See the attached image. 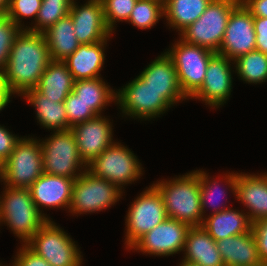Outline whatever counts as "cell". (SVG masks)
<instances>
[{"mask_svg":"<svg viewBox=\"0 0 267 266\" xmlns=\"http://www.w3.org/2000/svg\"><path fill=\"white\" fill-rule=\"evenodd\" d=\"M51 61L43 33L31 32L24 28L13 43L2 72L10 93L24 95L28 90L36 88Z\"/></svg>","mask_w":267,"mask_h":266,"instance_id":"obj_1","label":"cell"},{"mask_svg":"<svg viewBox=\"0 0 267 266\" xmlns=\"http://www.w3.org/2000/svg\"><path fill=\"white\" fill-rule=\"evenodd\" d=\"M161 193L168 218L201 226L204 215L201 210L199 175L195 171L174 180L153 184Z\"/></svg>","mask_w":267,"mask_h":266,"instance_id":"obj_2","label":"cell"},{"mask_svg":"<svg viewBox=\"0 0 267 266\" xmlns=\"http://www.w3.org/2000/svg\"><path fill=\"white\" fill-rule=\"evenodd\" d=\"M8 187V188H7ZM2 197H0L1 199ZM50 219L45 217L32 200L29 188L6 186L0 200V223L7 226L26 244Z\"/></svg>","mask_w":267,"mask_h":266,"instance_id":"obj_3","label":"cell"},{"mask_svg":"<svg viewBox=\"0 0 267 266\" xmlns=\"http://www.w3.org/2000/svg\"><path fill=\"white\" fill-rule=\"evenodd\" d=\"M241 0H212L204 13L181 34L188 44L198 45L217 53L221 47L232 10Z\"/></svg>","mask_w":267,"mask_h":266,"instance_id":"obj_4","label":"cell"},{"mask_svg":"<svg viewBox=\"0 0 267 266\" xmlns=\"http://www.w3.org/2000/svg\"><path fill=\"white\" fill-rule=\"evenodd\" d=\"M33 138H23L16 143L10 156L3 162L0 177L6 186L29 188L44 172L42 145Z\"/></svg>","mask_w":267,"mask_h":266,"instance_id":"obj_5","label":"cell"},{"mask_svg":"<svg viewBox=\"0 0 267 266\" xmlns=\"http://www.w3.org/2000/svg\"><path fill=\"white\" fill-rule=\"evenodd\" d=\"M43 172L66 178L76 179L82 171L76 174L82 166L87 170L80 154L72 131H55L54 134L41 142Z\"/></svg>","mask_w":267,"mask_h":266,"instance_id":"obj_6","label":"cell"},{"mask_svg":"<svg viewBox=\"0 0 267 266\" xmlns=\"http://www.w3.org/2000/svg\"><path fill=\"white\" fill-rule=\"evenodd\" d=\"M75 242L48 220L26 243L51 266H80L82 258Z\"/></svg>","mask_w":267,"mask_h":266,"instance_id":"obj_7","label":"cell"},{"mask_svg":"<svg viewBox=\"0 0 267 266\" xmlns=\"http://www.w3.org/2000/svg\"><path fill=\"white\" fill-rule=\"evenodd\" d=\"M137 157L124 145L114 143L87 164L93 176L110 181L120 190L124 184L137 180L142 168ZM122 185V186H121Z\"/></svg>","mask_w":267,"mask_h":266,"instance_id":"obj_8","label":"cell"},{"mask_svg":"<svg viewBox=\"0 0 267 266\" xmlns=\"http://www.w3.org/2000/svg\"><path fill=\"white\" fill-rule=\"evenodd\" d=\"M121 194L122 190L110 181L84 170L73 183L69 209L74 214L101 211L119 201Z\"/></svg>","mask_w":267,"mask_h":266,"instance_id":"obj_9","label":"cell"},{"mask_svg":"<svg viewBox=\"0 0 267 266\" xmlns=\"http://www.w3.org/2000/svg\"><path fill=\"white\" fill-rule=\"evenodd\" d=\"M166 54L175 65L183 93L191 97L202 85L210 59L216 54L180 39Z\"/></svg>","mask_w":267,"mask_h":266,"instance_id":"obj_10","label":"cell"},{"mask_svg":"<svg viewBox=\"0 0 267 266\" xmlns=\"http://www.w3.org/2000/svg\"><path fill=\"white\" fill-rule=\"evenodd\" d=\"M128 211L125 239L130 249L140 237L168 218L162 195L154 185L137 197Z\"/></svg>","mask_w":267,"mask_h":266,"instance_id":"obj_11","label":"cell"},{"mask_svg":"<svg viewBox=\"0 0 267 266\" xmlns=\"http://www.w3.org/2000/svg\"><path fill=\"white\" fill-rule=\"evenodd\" d=\"M116 101L125 115L141 119L156 118L172 105L139 76L116 92Z\"/></svg>","mask_w":267,"mask_h":266,"instance_id":"obj_12","label":"cell"},{"mask_svg":"<svg viewBox=\"0 0 267 266\" xmlns=\"http://www.w3.org/2000/svg\"><path fill=\"white\" fill-rule=\"evenodd\" d=\"M256 50L254 17L240 2L231 12L218 54L234 61L238 57Z\"/></svg>","mask_w":267,"mask_h":266,"instance_id":"obj_13","label":"cell"},{"mask_svg":"<svg viewBox=\"0 0 267 266\" xmlns=\"http://www.w3.org/2000/svg\"><path fill=\"white\" fill-rule=\"evenodd\" d=\"M189 228L184 222L167 218L140 237L131 248L151 255H172L183 251Z\"/></svg>","mask_w":267,"mask_h":266,"instance_id":"obj_14","label":"cell"},{"mask_svg":"<svg viewBox=\"0 0 267 266\" xmlns=\"http://www.w3.org/2000/svg\"><path fill=\"white\" fill-rule=\"evenodd\" d=\"M230 174V175H229ZM226 183L243 205L249 208L247 215L252 222L267 218V173L248 175L229 173Z\"/></svg>","mask_w":267,"mask_h":266,"instance_id":"obj_15","label":"cell"},{"mask_svg":"<svg viewBox=\"0 0 267 266\" xmlns=\"http://www.w3.org/2000/svg\"><path fill=\"white\" fill-rule=\"evenodd\" d=\"M74 134L78 152L85 165L97 158L112 142V125L107 118L98 115L70 128Z\"/></svg>","mask_w":267,"mask_h":266,"instance_id":"obj_16","label":"cell"},{"mask_svg":"<svg viewBox=\"0 0 267 266\" xmlns=\"http://www.w3.org/2000/svg\"><path fill=\"white\" fill-rule=\"evenodd\" d=\"M230 61L232 60L216 53L208 63L201 87L191 98H201L214 108L225 103L232 89Z\"/></svg>","mask_w":267,"mask_h":266,"instance_id":"obj_17","label":"cell"},{"mask_svg":"<svg viewBox=\"0 0 267 266\" xmlns=\"http://www.w3.org/2000/svg\"><path fill=\"white\" fill-rule=\"evenodd\" d=\"M69 14L80 44L104 41L112 33L106 24L101 0H89L81 7L73 0Z\"/></svg>","mask_w":267,"mask_h":266,"instance_id":"obj_18","label":"cell"},{"mask_svg":"<svg viewBox=\"0 0 267 266\" xmlns=\"http://www.w3.org/2000/svg\"><path fill=\"white\" fill-rule=\"evenodd\" d=\"M139 77L163 94L172 106L179 100L188 98L180 86L175 65L166 52L152 61Z\"/></svg>","mask_w":267,"mask_h":266,"instance_id":"obj_19","label":"cell"},{"mask_svg":"<svg viewBox=\"0 0 267 266\" xmlns=\"http://www.w3.org/2000/svg\"><path fill=\"white\" fill-rule=\"evenodd\" d=\"M74 179L43 173L30 187L32 200L41 207H67L71 202Z\"/></svg>","mask_w":267,"mask_h":266,"instance_id":"obj_20","label":"cell"},{"mask_svg":"<svg viewBox=\"0 0 267 266\" xmlns=\"http://www.w3.org/2000/svg\"><path fill=\"white\" fill-rule=\"evenodd\" d=\"M225 266H259L262 264L256 239L251 231L216 241Z\"/></svg>","mask_w":267,"mask_h":266,"instance_id":"obj_21","label":"cell"},{"mask_svg":"<svg viewBox=\"0 0 267 266\" xmlns=\"http://www.w3.org/2000/svg\"><path fill=\"white\" fill-rule=\"evenodd\" d=\"M108 39L92 44H81L63 62L75 81L99 77L104 64V44Z\"/></svg>","mask_w":267,"mask_h":266,"instance_id":"obj_22","label":"cell"},{"mask_svg":"<svg viewBox=\"0 0 267 266\" xmlns=\"http://www.w3.org/2000/svg\"><path fill=\"white\" fill-rule=\"evenodd\" d=\"M183 251H186L183 260L200 266H225L216 241L202 226L189 228Z\"/></svg>","mask_w":267,"mask_h":266,"instance_id":"obj_23","label":"cell"},{"mask_svg":"<svg viewBox=\"0 0 267 266\" xmlns=\"http://www.w3.org/2000/svg\"><path fill=\"white\" fill-rule=\"evenodd\" d=\"M252 223L247 214L228 208L204 218L201 226L218 241L251 231Z\"/></svg>","mask_w":267,"mask_h":266,"instance_id":"obj_24","label":"cell"},{"mask_svg":"<svg viewBox=\"0 0 267 266\" xmlns=\"http://www.w3.org/2000/svg\"><path fill=\"white\" fill-rule=\"evenodd\" d=\"M75 80L63 61H51L36 89L47 99L64 102L72 92Z\"/></svg>","mask_w":267,"mask_h":266,"instance_id":"obj_25","label":"cell"},{"mask_svg":"<svg viewBox=\"0 0 267 266\" xmlns=\"http://www.w3.org/2000/svg\"><path fill=\"white\" fill-rule=\"evenodd\" d=\"M43 35L53 61H64L81 45L75 36L70 14L59 19Z\"/></svg>","mask_w":267,"mask_h":266,"instance_id":"obj_26","label":"cell"},{"mask_svg":"<svg viewBox=\"0 0 267 266\" xmlns=\"http://www.w3.org/2000/svg\"><path fill=\"white\" fill-rule=\"evenodd\" d=\"M24 97L36 107L37 119L47 129L68 130V120L64 102L47 99L36 88L28 90Z\"/></svg>","mask_w":267,"mask_h":266,"instance_id":"obj_27","label":"cell"},{"mask_svg":"<svg viewBox=\"0 0 267 266\" xmlns=\"http://www.w3.org/2000/svg\"><path fill=\"white\" fill-rule=\"evenodd\" d=\"M212 0H165L164 16L169 25L182 32L194 23Z\"/></svg>","mask_w":267,"mask_h":266,"instance_id":"obj_28","label":"cell"},{"mask_svg":"<svg viewBox=\"0 0 267 266\" xmlns=\"http://www.w3.org/2000/svg\"><path fill=\"white\" fill-rule=\"evenodd\" d=\"M101 79L97 77L75 81L72 90L97 115H101L100 112L105 105L116 100V93Z\"/></svg>","mask_w":267,"mask_h":266,"instance_id":"obj_29","label":"cell"},{"mask_svg":"<svg viewBox=\"0 0 267 266\" xmlns=\"http://www.w3.org/2000/svg\"><path fill=\"white\" fill-rule=\"evenodd\" d=\"M235 62L237 74L243 81L257 84L267 80V55L259 50L250 51Z\"/></svg>","mask_w":267,"mask_h":266,"instance_id":"obj_30","label":"cell"},{"mask_svg":"<svg viewBox=\"0 0 267 266\" xmlns=\"http://www.w3.org/2000/svg\"><path fill=\"white\" fill-rule=\"evenodd\" d=\"M73 0H42L41 7L33 27L28 31L43 33L59 19L69 14Z\"/></svg>","mask_w":267,"mask_h":266,"instance_id":"obj_31","label":"cell"},{"mask_svg":"<svg viewBox=\"0 0 267 266\" xmlns=\"http://www.w3.org/2000/svg\"><path fill=\"white\" fill-rule=\"evenodd\" d=\"M163 15L164 2L137 0L128 21L140 29H151Z\"/></svg>","mask_w":267,"mask_h":266,"instance_id":"obj_32","label":"cell"},{"mask_svg":"<svg viewBox=\"0 0 267 266\" xmlns=\"http://www.w3.org/2000/svg\"><path fill=\"white\" fill-rule=\"evenodd\" d=\"M6 14L0 15V72L5 69L9 58V52L16 39L22 31Z\"/></svg>","mask_w":267,"mask_h":266,"instance_id":"obj_33","label":"cell"},{"mask_svg":"<svg viewBox=\"0 0 267 266\" xmlns=\"http://www.w3.org/2000/svg\"><path fill=\"white\" fill-rule=\"evenodd\" d=\"M137 0H101L106 24L112 32L115 22L128 21Z\"/></svg>","mask_w":267,"mask_h":266,"instance_id":"obj_34","label":"cell"},{"mask_svg":"<svg viewBox=\"0 0 267 266\" xmlns=\"http://www.w3.org/2000/svg\"><path fill=\"white\" fill-rule=\"evenodd\" d=\"M68 120V130L78 123L85 122L98 116L90 106L83 103L73 91L64 101Z\"/></svg>","mask_w":267,"mask_h":266,"instance_id":"obj_35","label":"cell"},{"mask_svg":"<svg viewBox=\"0 0 267 266\" xmlns=\"http://www.w3.org/2000/svg\"><path fill=\"white\" fill-rule=\"evenodd\" d=\"M42 0H9L6 15L19 27L21 17L37 19Z\"/></svg>","mask_w":267,"mask_h":266,"instance_id":"obj_36","label":"cell"},{"mask_svg":"<svg viewBox=\"0 0 267 266\" xmlns=\"http://www.w3.org/2000/svg\"><path fill=\"white\" fill-rule=\"evenodd\" d=\"M196 172L199 175L200 201H201L202 213L205 212L204 208L207 206V204H210V206H214L213 209L215 211L213 213H218L222 210L228 209V207L220 208V205H219V208L215 206L216 201L214 200L215 199L214 195L216 197V191H217V189H219L218 188L219 183L215 180L209 181L208 174L206 175V173L204 171L197 170ZM217 193L219 194L217 196H221V195L225 194L224 190L223 191L220 190Z\"/></svg>","mask_w":267,"mask_h":266,"instance_id":"obj_37","label":"cell"},{"mask_svg":"<svg viewBox=\"0 0 267 266\" xmlns=\"http://www.w3.org/2000/svg\"><path fill=\"white\" fill-rule=\"evenodd\" d=\"M252 232L256 239L261 262L267 264V218L252 223Z\"/></svg>","mask_w":267,"mask_h":266,"instance_id":"obj_38","label":"cell"},{"mask_svg":"<svg viewBox=\"0 0 267 266\" xmlns=\"http://www.w3.org/2000/svg\"><path fill=\"white\" fill-rule=\"evenodd\" d=\"M13 266H51L45 259L33 252L26 244L22 245Z\"/></svg>","mask_w":267,"mask_h":266,"instance_id":"obj_39","label":"cell"},{"mask_svg":"<svg viewBox=\"0 0 267 266\" xmlns=\"http://www.w3.org/2000/svg\"><path fill=\"white\" fill-rule=\"evenodd\" d=\"M21 138L12 135L4 126H0V160L4 162L12 153Z\"/></svg>","mask_w":267,"mask_h":266,"instance_id":"obj_40","label":"cell"},{"mask_svg":"<svg viewBox=\"0 0 267 266\" xmlns=\"http://www.w3.org/2000/svg\"><path fill=\"white\" fill-rule=\"evenodd\" d=\"M254 30L256 33V50L267 55V18L254 17Z\"/></svg>","mask_w":267,"mask_h":266,"instance_id":"obj_41","label":"cell"},{"mask_svg":"<svg viewBox=\"0 0 267 266\" xmlns=\"http://www.w3.org/2000/svg\"><path fill=\"white\" fill-rule=\"evenodd\" d=\"M253 17L267 18V0H241Z\"/></svg>","mask_w":267,"mask_h":266,"instance_id":"obj_42","label":"cell"},{"mask_svg":"<svg viewBox=\"0 0 267 266\" xmlns=\"http://www.w3.org/2000/svg\"><path fill=\"white\" fill-rule=\"evenodd\" d=\"M11 95L0 72V111L10 102Z\"/></svg>","mask_w":267,"mask_h":266,"instance_id":"obj_43","label":"cell"},{"mask_svg":"<svg viewBox=\"0 0 267 266\" xmlns=\"http://www.w3.org/2000/svg\"><path fill=\"white\" fill-rule=\"evenodd\" d=\"M9 6V0H0V15H5Z\"/></svg>","mask_w":267,"mask_h":266,"instance_id":"obj_44","label":"cell"},{"mask_svg":"<svg viewBox=\"0 0 267 266\" xmlns=\"http://www.w3.org/2000/svg\"><path fill=\"white\" fill-rule=\"evenodd\" d=\"M180 266H200V265L193 263V262H189L187 260H183Z\"/></svg>","mask_w":267,"mask_h":266,"instance_id":"obj_45","label":"cell"},{"mask_svg":"<svg viewBox=\"0 0 267 266\" xmlns=\"http://www.w3.org/2000/svg\"><path fill=\"white\" fill-rule=\"evenodd\" d=\"M3 172V162L0 160V177L2 175Z\"/></svg>","mask_w":267,"mask_h":266,"instance_id":"obj_46","label":"cell"}]
</instances>
